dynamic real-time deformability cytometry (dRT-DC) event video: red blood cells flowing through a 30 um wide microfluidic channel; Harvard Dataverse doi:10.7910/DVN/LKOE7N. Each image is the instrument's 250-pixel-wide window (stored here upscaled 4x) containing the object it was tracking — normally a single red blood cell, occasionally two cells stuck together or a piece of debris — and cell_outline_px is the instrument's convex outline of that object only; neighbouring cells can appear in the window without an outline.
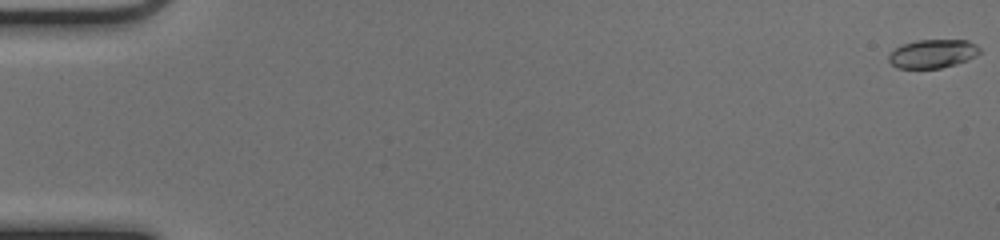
{"species": "common noctule bat (a hibernating species)", "species_latin": "Nyctalus noctula", "temperature_condition": "cold", "stored_images_in_passage": 53, "camera_frame_rate_fps": 3000, "um_per_image_px": 0.085, "animal": {"sex": "female", "body_mass_g": 17.0, "forearm_length_mm": 48.0}, "frame": {"image": 1, "passage_image": 1, "time_ms": 0.0, "image_size_px": [1000, 240], "cell_outline_px": [[980, 52], [976, 56], [968, 60], [956, 64], [940, 68], [896, 68], [888, 60], [888, 56], [896, 48], [904, 44], [916, 40], [968, 40], [976, 44], [980, 48]], "centroid_in_image_um": [79.31, 4.56], "position_along_channel_um": 5.7, "area_um2": 15.14}}
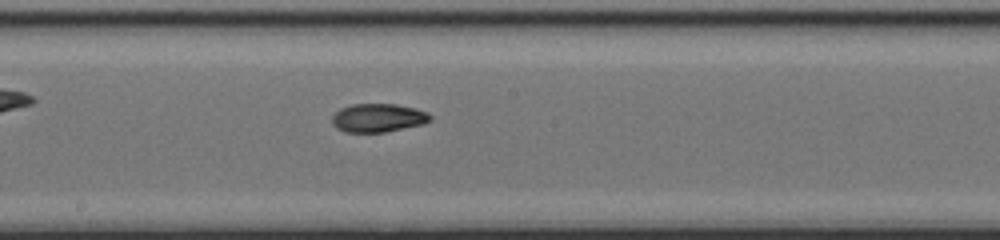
{"frame": {"image": 2, "passage_image": 30, "time_ms": 9.667, "image_size_px": [1000, 240], "cell_outline_px": [[432, 120], [424, 124], [384, 132], [344, 132], [336, 128], [332, 124], [332, 116], [340, 108], [352, 104], [396, 104], [416, 108], [428, 112], [432, 116]], "centroid_in_image_um": [32.15, 10.01], "position_along_channel_um": 216.0, "area_um2": 16.47}}
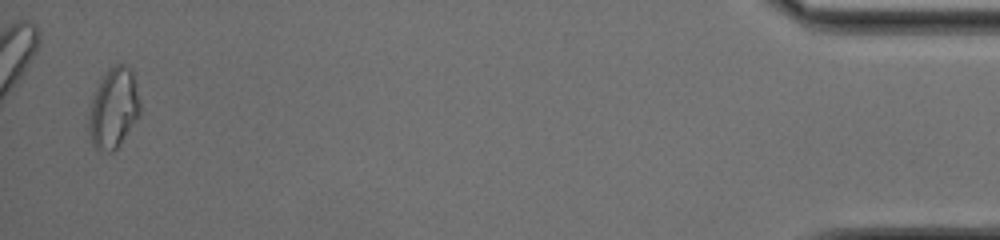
{"frame": {"image": 3, "passage_image": 52, "time_ms": 17.0, "image_size_px": [1000, 240], "cell_outline_px": [[140, 112], [120, 144], [112, 152], [108, 152], [96, 148], [92, 144], [88, 128], [88, 120], [92, 96], [96, 88], [104, 76], [116, 64], [124, 64], [132, 72], [140, 104]], "centroid_in_image_um": [9.63, 9.23], "position_along_channel_um": 425.6, "area_um2": 23.29}, "authors_computed_cell_mechanics": {"area_um2": 16.3574, "velocity_mm_per_s": 4.0287, "shape_relaxation_time_tau1_ms": 10.0265, "shape_relaxation_time_tau2_ms": 2.3393, "deformation_change_tau1": 0.2612, "deformation_change_tau2": 0.0627}}